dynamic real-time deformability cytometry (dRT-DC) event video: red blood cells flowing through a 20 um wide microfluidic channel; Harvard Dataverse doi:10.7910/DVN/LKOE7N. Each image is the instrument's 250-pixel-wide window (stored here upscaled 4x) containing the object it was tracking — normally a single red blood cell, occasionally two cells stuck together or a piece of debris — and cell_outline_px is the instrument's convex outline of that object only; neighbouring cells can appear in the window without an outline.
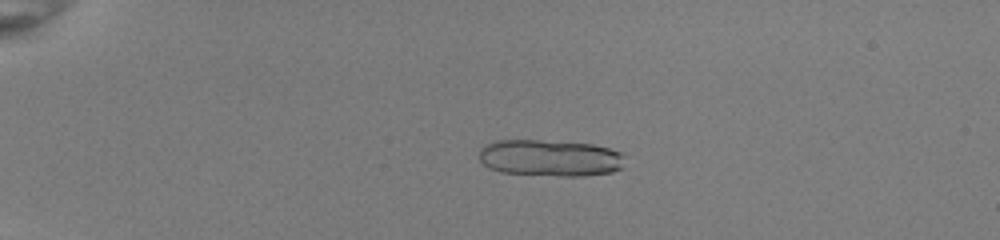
{"species": "common noctule bat (a hibernating species)", "species_latin": "Nyctalus noctula", "temperature_condition": "room temperature", "stored_images_in_passage": 53, "camera_frame_rate_fps": 3000, "um_per_image_px": 0.085, "animal": {"sex": "female", "body_mass_g": 22.0, "forearm_length_mm": 56.7}, "frame": {"image": 1, "passage_image": 14, "time_ms": 4.333, "image_size_px": [1000, 240], "cell_outline_px": [[624, 168], [612, 172], [584, 176], [560, 176], [500, 172], [488, 168], [480, 160], [480, 148], [484, 144], [496, 140], [540, 140], [592, 144], [608, 148], [620, 152], [624, 156]], "centroid_in_image_um": [46.76, 13.43], "position_along_channel_um": 38.2, "area_um2": 31.39}}
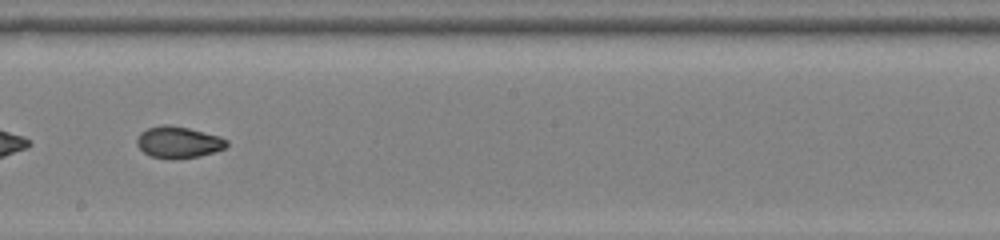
{"frame": {"image": 2, "passage_image": 34, "time_ms": 11.0, "image_size_px": [1000, 240], "cell_outline_px": [[228, 144], [224, 148], [200, 156], [172, 160], [152, 156], [144, 152], [136, 144], [136, 140], [140, 132], [148, 128], [160, 124], [168, 124], [188, 128], [220, 136], [228, 140]], "centroid_in_image_um": [15.15, 12.08], "position_along_channel_um": 233.1, "area_um2": 16.59}}
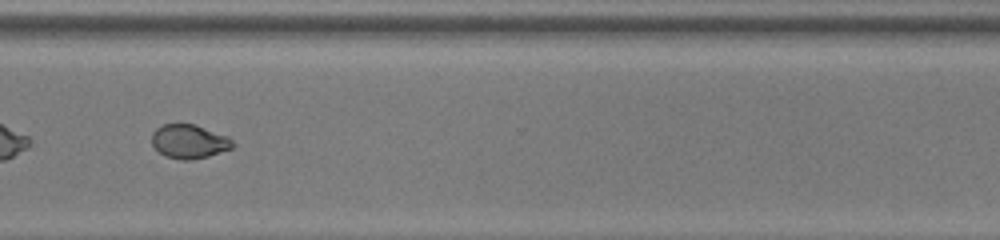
{"frame": {"image": 3, "passage_image": 43, "time_ms": 14.0, "image_size_px": [1000, 240], "cell_outline_px": [[236, 144], [232, 148], [208, 156], [192, 160], [180, 160], [164, 156], [152, 144], [152, 132], [156, 128], [164, 124], [196, 124], [228, 136]], "centroid_in_image_um": [16.09, 12.02], "position_along_channel_um": 354.5, "area_um2": 16.13}, "authors_computed_cell_mechanics": {"area_um2": 17.7446, "velocity_mm_per_s": 4.0363, "shape_relaxation_time_tau1_ms": null, "shape_relaxation_time_tau2_ms": 1.4294, "deformation_change_tau1": null, "deformation_change_tau2": 0.0449}}